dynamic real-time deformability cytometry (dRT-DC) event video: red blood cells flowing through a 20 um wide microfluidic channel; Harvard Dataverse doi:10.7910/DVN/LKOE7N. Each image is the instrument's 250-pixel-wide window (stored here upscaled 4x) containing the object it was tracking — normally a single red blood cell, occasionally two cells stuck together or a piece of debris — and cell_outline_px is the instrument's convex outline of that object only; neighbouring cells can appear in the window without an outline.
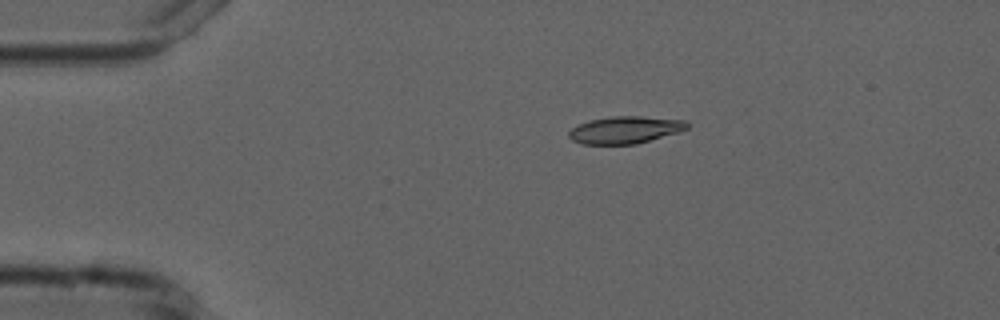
{"species": "common noctule bat (a hibernating species)", "species_latin": "Nyctalus noctula", "temperature_condition": "cold", "stored_images_in_passage": 5, "camera_frame_rate_fps": 3000, "um_per_image_px": 0.085, "animal": {"sex": "male", "forearm_length_mm": 52.5}, "frame": {"image": 1, "passage_image": 1, "time_ms": 0.0, "image_size_px": [1000, 320], "cell_outline_px": [[688, 128], [680, 132], [636, 144], [584, 144], [572, 140], [568, 136], [568, 132], [572, 128], [580, 124], [592, 120], [612, 116], [640, 116], [684, 120], [688, 124]], "centroid_in_image_um": [53.15, 11.04], "position_along_channel_um": 31.8, "area_um2": 18.61}}
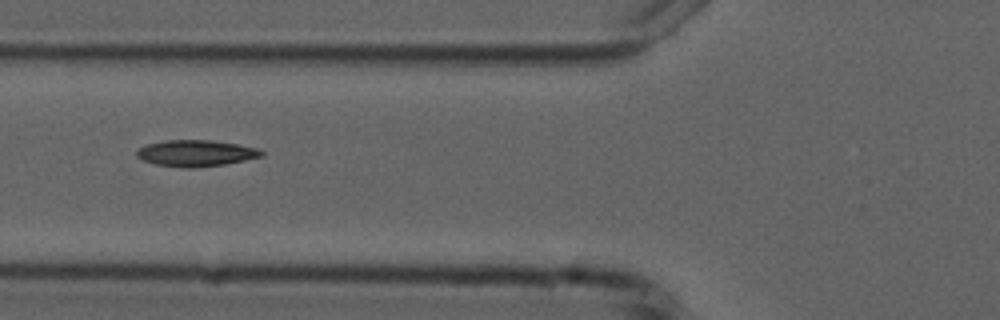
{"frame": {"image": 2, "passage_image": 3, "time_ms": 3.333, "image_size_px": [1000, 320], "cell_outline_px": [[264, 156], [224, 164], [192, 168], [184, 168], [156, 164], [144, 160], [136, 156], [136, 152], [140, 148], [148, 144], [164, 140], [212, 140], [236, 144], [256, 148], [264, 152]], "centroid_in_image_um": [16.65, 13.02], "position_along_channel_um": 109.1, "area_um2": 18.96}}
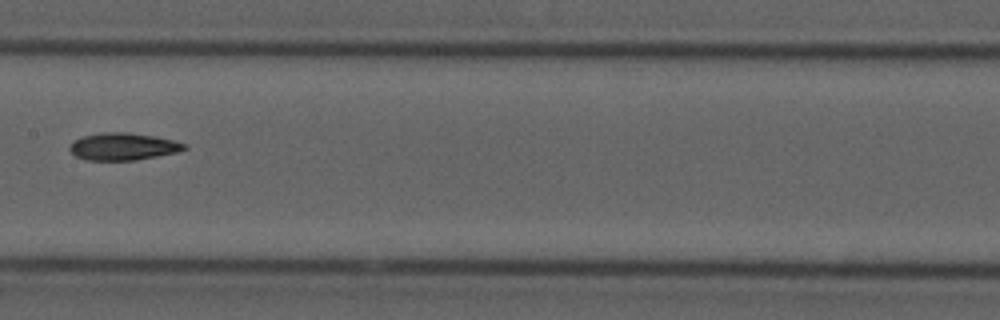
{"frame": {"image": 3, "passage_image": 5, "time_ms": 5.667, "image_size_px": [1000, 320], "cell_outline_px": [[188, 148], [176, 152], [136, 160], [84, 160], [76, 156], [68, 148], [72, 140], [80, 136], [100, 132], [128, 132], [152, 136], [172, 140], [188, 144]], "centroid_in_image_um": [10.41, 12.44], "position_along_channel_um": 197.0, "area_um2": 18.32}}